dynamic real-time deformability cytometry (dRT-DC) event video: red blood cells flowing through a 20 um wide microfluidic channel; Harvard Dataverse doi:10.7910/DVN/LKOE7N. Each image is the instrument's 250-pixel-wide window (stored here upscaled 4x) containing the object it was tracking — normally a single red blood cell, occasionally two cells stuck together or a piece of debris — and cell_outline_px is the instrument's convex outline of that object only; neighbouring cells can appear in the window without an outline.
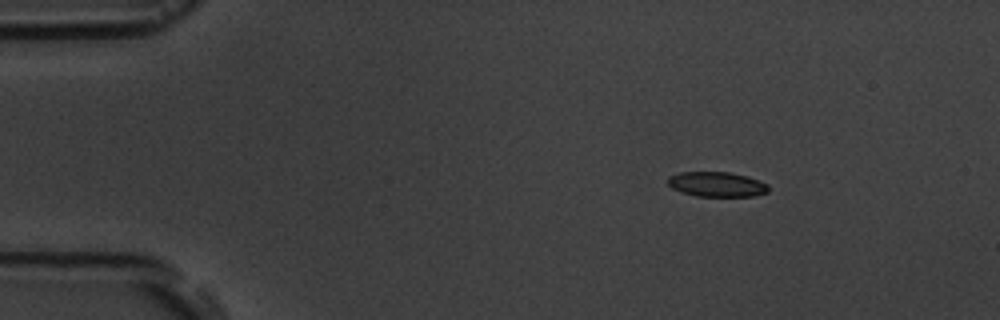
{"species": "common noctule bat (a hibernating species)", "species_latin": "Nyctalus noctula", "temperature_condition": "room temperature", "stored_images_in_passage": 3, "camera_frame_rate_fps": 3000, "um_per_image_px": 0.085, "animal": {"sex": "male", "body_mass_g": 19.5, "forearm_length_mm": 54.6}, "frame": {"image": 1, "passage_image": 1, "time_ms": 0.0, "image_size_px": [1000, 320], "cell_outline_px": [[768, 192], [752, 196], [696, 196], [672, 188], [668, 184], [668, 176], [680, 172], [728, 172], [748, 176], [768, 184]], "centroid_in_image_um": [60.93, 15.66], "position_along_channel_um": 24.1, "area_um2": 14.51}}